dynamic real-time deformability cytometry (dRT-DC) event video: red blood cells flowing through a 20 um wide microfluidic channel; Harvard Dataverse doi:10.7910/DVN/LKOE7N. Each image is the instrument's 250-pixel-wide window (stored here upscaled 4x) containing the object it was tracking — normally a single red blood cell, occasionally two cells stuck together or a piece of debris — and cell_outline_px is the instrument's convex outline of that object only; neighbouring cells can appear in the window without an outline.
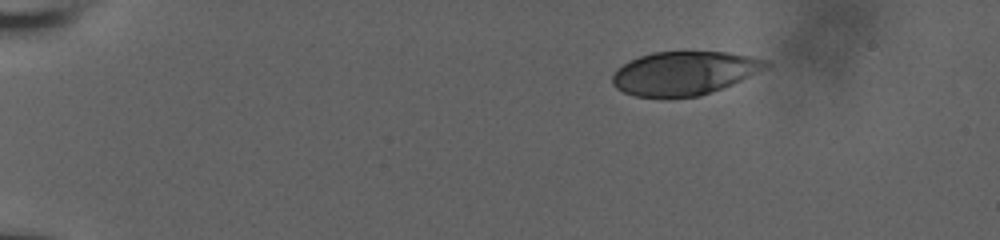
{"species": "human", "species_latin": "Homo sapiens", "temperature_condition": "room temperature", "stored_images_in_passage": 48, "camera_frame_rate_fps": 3000, "um_per_image_px": 0.085, "donor": {"sex": "male"}, "frame": {"image": 1, "passage_image": 1, "time_ms": 0.0, "image_size_px": [1000, 240], "cell_outline_px": [[772, 64], [768, 68], [732, 84], [700, 96], [636, 96], [624, 92], [616, 88], [612, 84], [612, 76], [616, 68], [640, 56], [652, 52], [728, 52], [752, 56], [768, 60]], "centroid_in_image_um": [58.2, 6.2], "position_along_channel_um": 26.8, "area_um2": 38.78}}
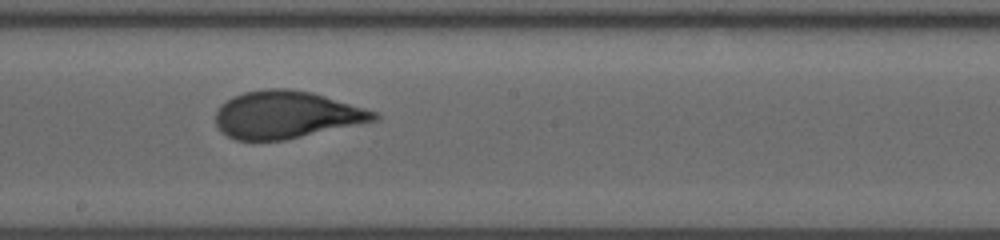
{"frame": {"image": 2, "passage_image": 25, "time_ms": 8.0, "image_size_px": [1000, 240], "cell_outline_px": [[380, 116], [376, 120], [284, 140], [236, 140], [220, 132], [216, 124], [216, 112], [220, 104], [232, 96], [244, 92], [268, 88], [288, 88], [312, 92], [380, 112]], "centroid_in_image_um": [24.32, 9.74], "position_along_channel_um": 223.9, "area_um2": 43.81}}
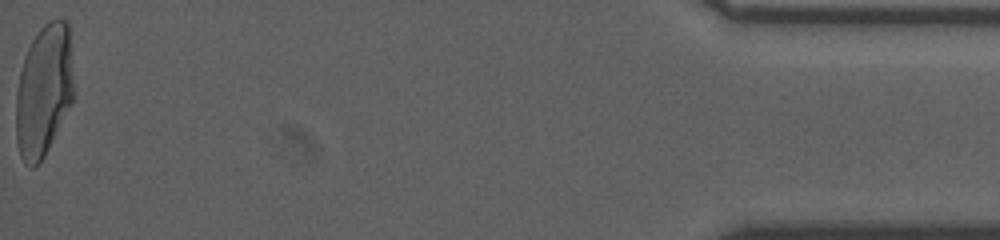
{"frame": {"image": 3, "passage_image": 48, "time_ms": 15.667, "image_size_px": [1000, 240], "cell_outline_px": [[72, 104], [44, 156], [32, 168], [24, 164], [20, 156], [16, 140], [16, 92], [20, 72], [24, 56], [32, 40], [40, 28], [48, 20], [68, 20], [72, 84]], "centroid_in_image_um": [3.69, 7.72], "position_along_channel_um": 431.5, "area_um2": 44.1}, "authors_computed_cell_mechanics": {"area_um2": 43.2633, "velocity_mm_per_s": 3.8332, "shape_relaxation_time_tau1_ms": 4.8208, "shape_relaxation_time_tau2_ms": null, "deformation_change_tau1": 0.2031, "deformation_change_tau2": null}}